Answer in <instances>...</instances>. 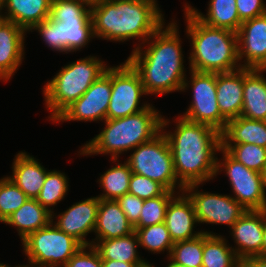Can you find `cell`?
<instances>
[{
	"mask_svg": "<svg viewBox=\"0 0 266 267\" xmlns=\"http://www.w3.org/2000/svg\"><path fill=\"white\" fill-rule=\"evenodd\" d=\"M165 23L142 44L148 43L146 48L137 44L126 59L139 73L147 95L181 92L187 78L179 26L174 19Z\"/></svg>",
	"mask_w": 266,
	"mask_h": 267,
	"instance_id": "cell-1",
	"label": "cell"
},
{
	"mask_svg": "<svg viewBox=\"0 0 266 267\" xmlns=\"http://www.w3.org/2000/svg\"><path fill=\"white\" fill-rule=\"evenodd\" d=\"M163 116L161 131L171 149L177 179L184 185L213 180L216 177L217 152L222 147L221 133L214 128L176 117L173 133L165 132L170 120Z\"/></svg>",
	"mask_w": 266,
	"mask_h": 267,
	"instance_id": "cell-2",
	"label": "cell"
},
{
	"mask_svg": "<svg viewBox=\"0 0 266 267\" xmlns=\"http://www.w3.org/2000/svg\"><path fill=\"white\" fill-rule=\"evenodd\" d=\"M91 9L96 38L143 44L165 22L157 0H102Z\"/></svg>",
	"mask_w": 266,
	"mask_h": 267,
	"instance_id": "cell-3",
	"label": "cell"
},
{
	"mask_svg": "<svg viewBox=\"0 0 266 267\" xmlns=\"http://www.w3.org/2000/svg\"><path fill=\"white\" fill-rule=\"evenodd\" d=\"M185 10V11H184ZM186 34L191 40L189 68L199 72H232L242 67L237 33L201 22L185 5Z\"/></svg>",
	"mask_w": 266,
	"mask_h": 267,
	"instance_id": "cell-4",
	"label": "cell"
},
{
	"mask_svg": "<svg viewBox=\"0 0 266 267\" xmlns=\"http://www.w3.org/2000/svg\"><path fill=\"white\" fill-rule=\"evenodd\" d=\"M150 104L142 111L118 119H106L105 127L92 140L84 144L80 155H111L118 161L119 155L148 142L161 132L162 115Z\"/></svg>",
	"mask_w": 266,
	"mask_h": 267,
	"instance_id": "cell-5",
	"label": "cell"
},
{
	"mask_svg": "<svg viewBox=\"0 0 266 267\" xmlns=\"http://www.w3.org/2000/svg\"><path fill=\"white\" fill-rule=\"evenodd\" d=\"M32 30L51 50L67 54L81 50L95 38L91 9L77 0H52L50 17Z\"/></svg>",
	"mask_w": 266,
	"mask_h": 267,
	"instance_id": "cell-6",
	"label": "cell"
},
{
	"mask_svg": "<svg viewBox=\"0 0 266 267\" xmlns=\"http://www.w3.org/2000/svg\"><path fill=\"white\" fill-rule=\"evenodd\" d=\"M107 66L99 57L90 55L62 67L42 88L46 108L51 114L48 118L54 122L106 72Z\"/></svg>",
	"mask_w": 266,
	"mask_h": 267,
	"instance_id": "cell-7",
	"label": "cell"
},
{
	"mask_svg": "<svg viewBox=\"0 0 266 267\" xmlns=\"http://www.w3.org/2000/svg\"><path fill=\"white\" fill-rule=\"evenodd\" d=\"M133 151L125 161L132 173L148 177L166 190L176 192L179 189L178 193L183 192L184 185L177 179L171 149L162 131Z\"/></svg>",
	"mask_w": 266,
	"mask_h": 267,
	"instance_id": "cell-8",
	"label": "cell"
},
{
	"mask_svg": "<svg viewBox=\"0 0 266 267\" xmlns=\"http://www.w3.org/2000/svg\"><path fill=\"white\" fill-rule=\"evenodd\" d=\"M23 252L33 267H63L83 245L52 221L22 241Z\"/></svg>",
	"mask_w": 266,
	"mask_h": 267,
	"instance_id": "cell-9",
	"label": "cell"
},
{
	"mask_svg": "<svg viewBox=\"0 0 266 267\" xmlns=\"http://www.w3.org/2000/svg\"><path fill=\"white\" fill-rule=\"evenodd\" d=\"M190 80L186 78L181 92L191 84L192 101L187 111L181 116L192 122L208 125L222 133L227 125V119L221 114L216 94V73L199 72L190 69Z\"/></svg>",
	"mask_w": 266,
	"mask_h": 267,
	"instance_id": "cell-10",
	"label": "cell"
},
{
	"mask_svg": "<svg viewBox=\"0 0 266 267\" xmlns=\"http://www.w3.org/2000/svg\"><path fill=\"white\" fill-rule=\"evenodd\" d=\"M219 151L222 153L223 158H217L216 175L223 170L225 171L234 193L232 197L247 211L265 210L266 190L263 174L248 169L234 159L224 148L221 147Z\"/></svg>",
	"mask_w": 266,
	"mask_h": 267,
	"instance_id": "cell-11",
	"label": "cell"
},
{
	"mask_svg": "<svg viewBox=\"0 0 266 267\" xmlns=\"http://www.w3.org/2000/svg\"><path fill=\"white\" fill-rule=\"evenodd\" d=\"M147 95L139 73L125 60L124 63L111 66V97L106 119L123 118L142 111L150 104H140V98Z\"/></svg>",
	"mask_w": 266,
	"mask_h": 267,
	"instance_id": "cell-12",
	"label": "cell"
},
{
	"mask_svg": "<svg viewBox=\"0 0 266 267\" xmlns=\"http://www.w3.org/2000/svg\"><path fill=\"white\" fill-rule=\"evenodd\" d=\"M200 183L184 186L192 201L198 224H225L232 227L247 210L230 195L199 191Z\"/></svg>",
	"mask_w": 266,
	"mask_h": 267,
	"instance_id": "cell-13",
	"label": "cell"
},
{
	"mask_svg": "<svg viewBox=\"0 0 266 267\" xmlns=\"http://www.w3.org/2000/svg\"><path fill=\"white\" fill-rule=\"evenodd\" d=\"M111 97V67L101 75L87 91L70 106H68L55 120L61 121H105Z\"/></svg>",
	"mask_w": 266,
	"mask_h": 267,
	"instance_id": "cell-14",
	"label": "cell"
},
{
	"mask_svg": "<svg viewBox=\"0 0 266 267\" xmlns=\"http://www.w3.org/2000/svg\"><path fill=\"white\" fill-rule=\"evenodd\" d=\"M237 37L242 67L266 69V14L243 21Z\"/></svg>",
	"mask_w": 266,
	"mask_h": 267,
	"instance_id": "cell-15",
	"label": "cell"
},
{
	"mask_svg": "<svg viewBox=\"0 0 266 267\" xmlns=\"http://www.w3.org/2000/svg\"><path fill=\"white\" fill-rule=\"evenodd\" d=\"M99 202L100 199L97 196L76 202L58 214L57 221L52 220V223L83 246H89L91 242L86 239V236L94 232Z\"/></svg>",
	"mask_w": 266,
	"mask_h": 267,
	"instance_id": "cell-16",
	"label": "cell"
},
{
	"mask_svg": "<svg viewBox=\"0 0 266 267\" xmlns=\"http://www.w3.org/2000/svg\"><path fill=\"white\" fill-rule=\"evenodd\" d=\"M265 210H249L230 228L237 257L242 261L252 256H262Z\"/></svg>",
	"mask_w": 266,
	"mask_h": 267,
	"instance_id": "cell-17",
	"label": "cell"
},
{
	"mask_svg": "<svg viewBox=\"0 0 266 267\" xmlns=\"http://www.w3.org/2000/svg\"><path fill=\"white\" fill-rule=\"evenodd\" d=\"M164 222L173 243L193 239L202 233L215 235L214 232L194 231L198 221L193 203L184 192L178 193V196L176 195L170 201Z\"/></svg>",
	"mask_w": 266,
	"mask_h": 267,
	"instance_id": "cell-18",
	"label": "cell"
},
{
	"mask_svg": "<svg viewBox=\"0 0 266 267\" xmlns=\"http://www.w3.org/2000/svg\"><path fill=\"white\" fill-rule=\"evenodd\" d=\"M26 31L14 22L0 26V80L8 81L23 61Z\"/></svg>",
	"mask_w": 266,
	"mask_h": 267,
	"instance_id": "cell-19",
	"label": "cell"
},
{
	"mask_svg": "<svg viewBox=\"0 0 266 267\" xmlns=\"http://www.w3.org/2000/svg\"><path fill=\"white\" fill-rule=\"evenodd\" d=\"M134 227L128 221L116 200L100 199L94 233L91 245L99 240L123 237L134 233Z\"/></svg>",
	"mask_w": 266,
	"mask_h": 267,
	"instance_id": "cell-20",
	"label": "cell"
},
{
	"mask_svg": "<svg viewBox=\"0 0 266 267\" xmlns=\"http://www.w3.org/2000/svg\"><path fill=\"white\" fill-rule=\"evenodd\" d=\"M266 69L243 67V107L241 116L266 121Z\"/></svg>",
	"mask_w": 266,
	"mask_h": 267,
	"instance_id": "cell-21",
	"label": "cell"
},
{
	"mask_svg": "<svg viewBox=\"0 0 266 267\" xmlns=\"http://www.w3.org/2000/svg\"><path fill=\"white\" fill-rule=\"evenodd\" d=\"M216 94L221 114L231 120L241 116L243 107V67L216 73Z\"/></svg>",
	"mask_w": 266,
	"mask_h": 267,
	"instance_id": "cell-22",
	"label": "cell"
},
{
	"mask_svg": "<svg viewBox=\"0 0 266 267\" xmlns=\"http://www.w3.org/2000/svg\"><path fill=\"white\" fill-rule=\"evenodd\" d=\"M12 175L8 176L30 199H36L45 182L46 168L38 159L19 152L13 159Z\"/></svg>",
	"mask_w": 266,
	"mask_h": 267,
	"instance_id": "cell-23",
	"label": "cell"
},
{
	"mask_svg": "<svg viewBox=\"0 0 266 267\" xmlns=\"http://www.w3.org/2000/svg\"><path fill=\"white\" fill-rule=\"evenodd\" d=\"M52 0H5L2 4L6 21L30 31L35 25L50 17ZM6 10H5V9Z\"/></svg>",
	"mask_w": 266,
	"mask_h": 267,
	"instance_id": "cell-24",
	"label": "cell"
},
{
	"mask_svg": "<svg viewBox=\"0 0 266 267\" xmlns=\"http://www.w3.org/2000/svg\"><path fill=\"white\" fill-rule=\"evenodd\" d=\"M256 144L266 148V121L239 116L227 121L221 144Z\"/></svg>",
	"mask_w": 266,
	"mask_h": 267,
	"instance_id": "cell-25",
	"label": "cell"
},
{
	"mask_svg": "<svg viewBox=\"0 0 266 267\" xmlns=\"http://www.w3.org/2000/svg\"><path fill=\"white\" fill-rule=\"evenodd\" d=\"M52 221V213L41 206L36 199H28L4 222L16 228L23 241L31 233L47 226Z\"/></svg>",
	"mask_w": 266,
	"mask_h": 267,
	"instance_id": "cell-26",
	"label": "cell"
},
{
	"mask_svg": "<svg viewBox=\"0 0 266 267\" xmlns=\"http://www.w3.org/2000/svg\"><path fill=\"white\" fill-rule=\"evenodd\" d=\"M92 246L99 253L101 260L128 262L134 265H150L148 261L139 256L137 248L140 245L135 232L119 238L99 240Z\"/></svg>",
	"mask_w": 266,
	"mask_h": 267,
	"instance_id": "cell-27",
	"label": "cell"
},
{
	"mask_svg": "<svg viewBox=\"0 0 266 267\" xmlns=\"http://www.w3.org/2000/svg\"><path fill=\"white\" fill-rule=\"evenodd\" d=\"M186 6L201 22L214 28H223L237 33L242 24L236 0H210L206 15L188 3Z\"/></svg>",
	"mask_w": 266,
	"mask_h": 267,
	"instance_id": "cell-28",
	"label": "cell"
},
{
	"mask_svg": "<svg viewBox=\"0 0 266 267\" xmlns=\"http://www.w3.org/2000/svg\"><path fill=\"white\" fill-rule=\"evenodd\" d=\"M227 242L220 234L203 233L202 267H241V260Z\"/></svg>",
	"mask_w": 266,
	"mask_h": 267,
	"instance_id": "cell-29",
	"label": "cell"
},
{
	"mask_svg": "<svg viewBox=\"0 0 266 267\" xmlns=\"http://www.w3.org/2000/svg\"><path fill=\"white\" fill-rule=\"evenodd\" d=\"M132 175L131 168L124 162L117 163L100 176L99 185L103 193L97 196L104 200H117L129 192V181Z\"/></svg>",
	"mask_w": 266,
	"mask_h": 267,
	"instance_id": "cell-30",
	"label": "cell"
},
{
	"mask_svg": "<svg viewBox=\"0 0 266 267\" xmlns=\"http://www.w3.org/2000/svg\"><path fill=\"white\" fill-rule=\"evenodd\" d=\"M69 180L65 173L58 170H48L45 182L40 190L37 202L45 207L50 213H52V220L57 218L54 217L55 213L52 206L57 205L67 195L69 189Z\"/></svg>",
	"mask_w": 266,
	"mask_h": 267,
	"instance_id": "cell-31",
	"label": "cell"
},
{
	"mask_svg": "<svg viewBox=\"0 0 266 267\" xmlns=\"http://www.w3.org/2000/svg\"><path fill=\"white\" fill-rule=\"evenodd\" d=\"M134 230L141 247L153 254L164 253L166 250L168 253L167 258H169L174 243L165 222L143 228H134Z\"/></svg>",
	"mask_w": 266,
	"mask_h": 267,
	"instance_id": "cell-32",
	"label": "cell"
},
{
	"mask_svg": "<svg viewBox=\"0 0 266 267\" xmlns=\"http://www.w3.org/2000/svg\"><path fill=\"white\" fill-rule=\"evenodd\" d=\"M234 159L248 169L263 174L266 167V148L256 144H222Z\"/></svg>",
	"mask_w": 266,
	"mask_h": 267,
	"instance_id": "cell-33",
	"label": "cell"
},
{
	"mask_svg": "<svg viewBox=\"0 0 266 267\" xmlns=\"http://www.w3.org/2000/svg\"><path fill=\"white\" fill-rule=\"evenodd\" d=\"M169 258L186 267H202L203 233L193 239L174 243Z\"/></svg>",
	"mask_w": 266,
	"mask_h": 267,
	"instance_id": "cell-34",
	"label": "cell"
},
{
	"mask_svg": "<svg viewBox=\"0 0 266 267\" xmlns=\"http://www.w3.org/2000/svg\"><path fill=\"white\" fill-rule=\"evenodd\" d=\"M176 195L178 192L166 190L160 196L144 200L139 223L134 228H143L164 222L167 207Z\"/></svg>",
	"mask_w": 266,
	"mask_h": 267,
	"instance_id": "cell-35",
	"label": "cell"
},
{
	"mask_svg": "<svg viewBox=\"0 0 266 267\" xmlns=\"http://www.w3.org/2000/svg\"><path fill=\"white\" fill-rule=\"evenodd\" d=\"M29 198L8 177L0 179V222L4 223Z\"/></svg>",
	"mask_w": 266,
	"mask_h": 267,
	"instance_id": "cell-36",
	"label": "cell"
},
{
	"mask_svg": "<svg viewBox=\"0 0 266 267\" xmlns=\"http://www.w3.org/2000/svg\"><path fill=\"white\" fill-rule=\"evenodd\" d=\"M166 189L152 179L132 173L129 181V194L135 195L140 199L146 200L162 195Z\"/></svg>",
	"mask_w": 266,
	"mask_h": 267,
	"instance_id": "cell-37",
	"label": "cell"
},
{
	"mask_svg": "<svg viewBox=\"0 0 266 267\" xmlns=\"http://www.w3.org/2000/svg\"><path fill=\"white\" fill-rule=\"evenodd\" d=\"M63 267H103V264L97 250L89 245L79 249Z\"/></svg>",
	"mask_w": 266,
	"mask_h": 267,
	"instance_id": "cell-38",
	"label": "cell"
},
{
	"mask_svg": "<svg viewBox=\"0 0 266 267\" xmlns=\"http://www.w3.org/2000/svg\"><path fill=\"white\" fill-rule=\"evenodd\" d=\"M116 201L119 203L122 211L128 218V221L133 227H135L139 223V217L142 211L144 200L135 195L127 193L119 197Z\"/></svg>",
	"mask_w": 266,
	"mask_h": 267,
	"instance_id": "cell-39",
	"label": "cell"
},
{
	"mask_svg": "<svg viewBox=\"0 0 266 267\" xmlns=\"http://www.w3.org/2000/svg\"><path fill=\"white\" fill-rule=\"evenodd\" d=\"M236 5L242 22L266 14V4L263 0H236Z\"/></svg>",
	"mask_w": 266,
	"mask_h": 267,
	"instance_id": "cell-40",
	"label": "cell"
},
{
	"mask_svg": "<svg viewBox=\"0 0 266 267\" xmlns=\"http://www.w3.org/2000/svg\"><path fill=\"white\" fill-rule=\"evenodd\" d=\"M241 267H266V256H252L241 261Z\"/></svg>",
	"mask_w": 266,
	"mask_h": 267,
	"instance_id": "cell-41",
	"label": "cell"
},
{
	"mask_svg": "<svg viewBox=\"0 0 266 267\" xmlns=\"http://www.w3.org/2000/svg\"><path fill=\"white\" fill-rule=\"evenodd\" d=\"M103 267H147L149 265H134L128 262H119L113 260H102Z\"/></svg>",
	"mask_w": 266,
	"mask_h": 267,
	"instance_id": "cell-42",
	"label": "cell"
},
{
	"mask_svg": "<svg viewBox=\"0 0 266 267\" xmlns=\"http://www.w3.org/2000/svg\"><path fill=\"white\" fill-rule=\"evenodd\" d=\"M262 256H266V209H265V224L263 229Z\"/></svg>",
	"mask_w": 266,
	"mask_h": 267,
	"instance_id": "cell-43",
	"label": "cell"
},
{
	"mask_svg": "<svg viewBox=\"0 0 266 267\" xmlns=\"http://www.w3.org/2000/svg\"><path fill=\"white\" fill-rule=\"evenodd\" d=\"M77 1L82 2L91 8L99 4L102 0H77Z\"/></svg>",
	"mask_w": 266,
	"mask_h": 267,
	"instance_id": "cell-44",
	"label": "cell"
},
{
	"mask_svg": "<svg viewBox=\"0 0 266 267\" xmlns=\"http://www.w3.org/2000/svg\"><path fill=\"white\" fill-rule=\"evenodd\" d=\"M3 6L0 4V26L6 21L5 14L3 12Z\"/></svg>",
	"mask_w": 266,
	"mask_h": 267,
	"instance_id": "cell-45",
	"label": "cell"
},
{
	"mask_svg": "<svg viewBox=\"0 0 266 267\" xmlns=\"http://www.w3.org/2000/svg\"><path fill=\"white\" fill-rule=\"evenodd\" d=\"M169 262L168 265L166 267H186L177 263H174L170 258H168Z\"/></svg>",
	"mask_w": 266,
	"mask_h": 267,
	"instance_id": "cell-46",
	"label": "cell"
},
{
	"mask_svg": "<svg viewBox=\"0 0 266 267\" xmlns=\"http://www.w3.org/2000/svg\"><path fill=\"white\" fill-rule=\"evenodd\" d=\"M263 181H264V187H265V190H266V167H265V170L263 172Z\"/></svg>",
	"mask_w": 266,
	"mask_h": 267,
	"instance_id": "cell-47",
	"label": "cell"
},
{
	"mask_svg": "<svg viewBox=\"0 0 266 267\" xmlns=\"http://www.w3.org/2000/svg\"><path fill=\"white\" fill-rule=\"evenodd\" d=\"M0 267H11V266H8V265H6V264H4V263H0ZM15 267V266H14ZM16 267H19V266H16Z\"/></svg>",
	"mask_w": 266,
	"mask_h": 267,
	"instance_id": "cell-48",
	"label": "cell"
},
{
	"mask_svg": "<svg viewBox=\"0 0 266 267\" xmlns=\"http://www.w3.org/2000/svg\"><path fill=\"white\" fill-rule=\"evenodd\" d=\"M19 267H33V266H30V265H19Z\"/></svg>",
	"mask_w": 266,
	"mask_h": 267,
	"instance_id": "cell-49",
	"label": "cell"
},
{
	"mask_svg": "<svg viewBox=\"0 0 266 267\" xmlns=\"http://www.w3.org/2000/svg\"><path fill=\"white\" fill-rule=\"evenodd\" d=\"M5 0H0V4L2 5L4 3Z\"/></svg>",
	"mask_w": 266,
	"mask_h": 267,
	"instance_id": "cell-50",
	"label": "cell"
}]
</instances>
